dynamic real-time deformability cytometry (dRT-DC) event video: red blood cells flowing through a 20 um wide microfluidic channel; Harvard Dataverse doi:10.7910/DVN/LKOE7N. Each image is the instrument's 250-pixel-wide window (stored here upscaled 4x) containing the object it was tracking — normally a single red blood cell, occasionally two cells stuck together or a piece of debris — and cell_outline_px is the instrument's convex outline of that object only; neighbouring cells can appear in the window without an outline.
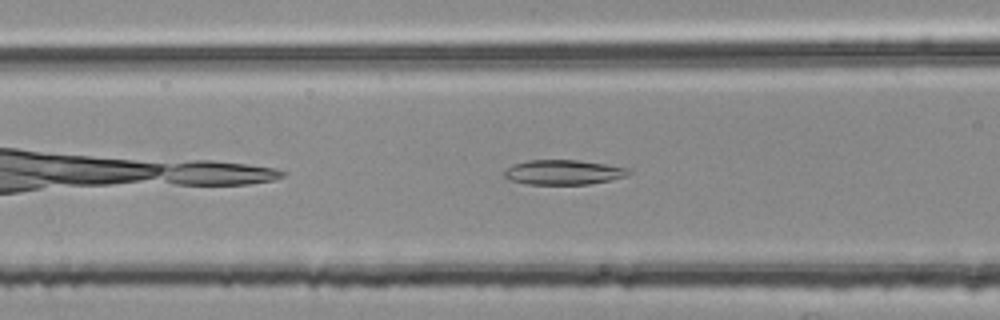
{"species": "common noctule bat (a hibernating species)", "species_latin": "Nyctalus noctula", "temperature_condition": "room temperature", "stored_images_in_passage": 5, "camera_frame_rate_fps": 3000, "um_per_image_px": 0.085, "animal": {"sex": "female", "body_mass_g": 25.1}, "frame": {"image": 1, "passage_image": 5, "time_ms": 1.333, "image_size_px": [1000, 320], "cell_outline_px": [[632, 172], [624, 176], [608, 180], [588, 184], [528, 184], [508, 180], [504, 176], [504, 172], [512, 164], [528, 160], [576, 160], [632, 168]], "centroid_in_image_um": [47.87, 14.64], "position_along_channel_um": 118.7, "area_um2": 17.86}}